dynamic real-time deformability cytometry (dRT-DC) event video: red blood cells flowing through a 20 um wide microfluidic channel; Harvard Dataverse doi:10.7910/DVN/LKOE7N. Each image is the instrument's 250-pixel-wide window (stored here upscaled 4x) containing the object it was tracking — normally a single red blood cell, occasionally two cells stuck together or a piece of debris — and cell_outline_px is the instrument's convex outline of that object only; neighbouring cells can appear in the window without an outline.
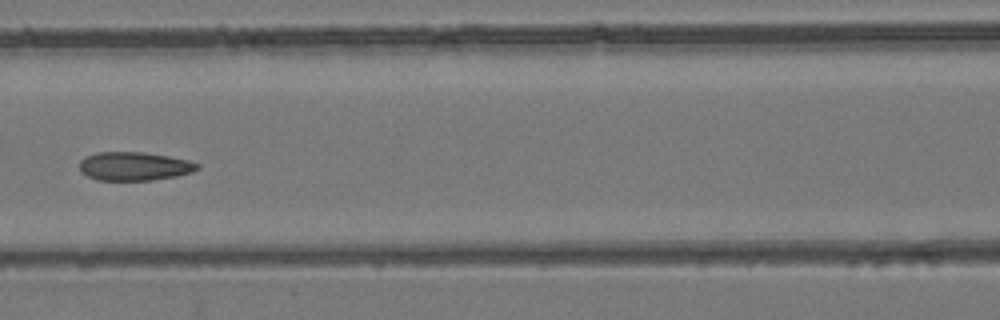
{"species": "common noctule bat (a hibernating species)", "species_latin": "Nyctalus noctula", "temperature_condition": "room temperature", "stored_images_in_passage": 8, "camera_frame_rate_fps": 3000, "um_per_image_px": 0.085, "animal": {"sex": "female", "body_mass_g": 24.6, "forearm_length_mm": 56.2}, "frame": {"image": 1, "passage_image": 7, "time_ms": 7.667, "image_size_px": [1000, 320], "cell_outline_px": [[200, 168], [192, 172], [176, 176], [152, 180], [96, 180], [80, 172], [80, 160], [84, 156], [96, 152], [144, 152], [168, 156], [188, 160], [200, 164]], "centroid_in_image_um": [11.4, 14.12], "position_along_channel_um": 155.2, "area_um2": 19.77}}
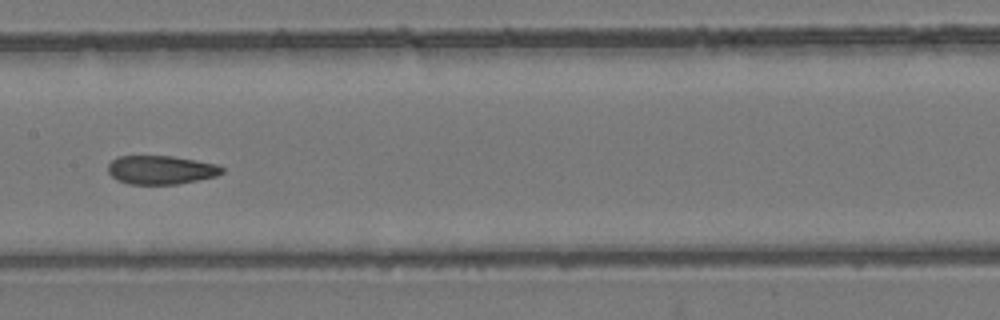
{"frame": {"image": 2, "passage_image": 8, "time_ms": 8.667, "image_size_px": [1000, 320], "cell_outline_px": [[224, 172], [216, 176], [176, 184], [128, 184], [116, 180], [108, 172], [108, 164], [116, 156], [172, 156], [216, 164], [224, 168]], "centroid_in_image_um": [13.65, 14.44], "position_along_channel_um": 193.8, "area_um2": 19.02}}